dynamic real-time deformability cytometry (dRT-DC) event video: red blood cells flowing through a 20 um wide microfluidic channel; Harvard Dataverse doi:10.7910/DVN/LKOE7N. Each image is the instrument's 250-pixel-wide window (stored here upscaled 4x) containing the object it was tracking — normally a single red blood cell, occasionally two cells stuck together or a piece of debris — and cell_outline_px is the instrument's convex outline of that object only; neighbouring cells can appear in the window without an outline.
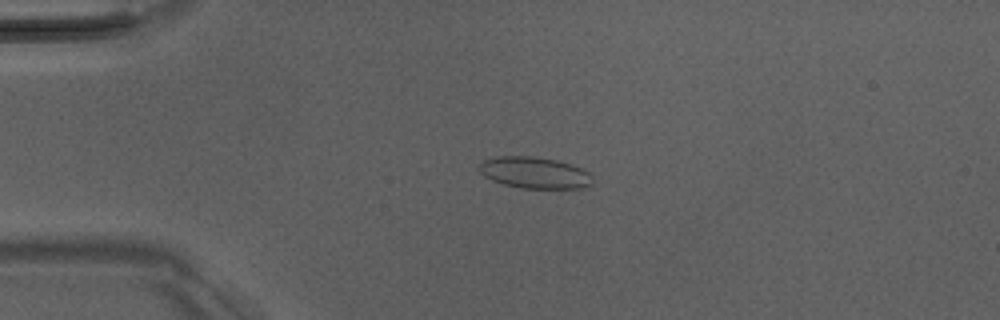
{"species": "Egyptian fruit bat (a non-hibernating species)", "species_latin": "Rousettus aegyptiacus", "temperature_condition": "room temperature", "stored_images_in_passage": 41, "camera_frame_rate_fps": 3000, "um_per_image_px": 0.085, "animal": {"sex": "male"}, "frame": {"image": 1, "passage_image": 2, "time_ms": 0.333, "image_size_px": [1000, 320], "cell_outline_px": [[592, 184], [584, 188], [520, 188], [504, 184], [492, 180], [484, 176], [476, 168], [484, 160], [496, 156], [532, 156], [556, 160], [572, 164], [588, 172], [592, 176]], "centroid_in_image_um": [45.42, 14.68], "position_along_channel_um": 39.6, "area_um2": 20.87}}
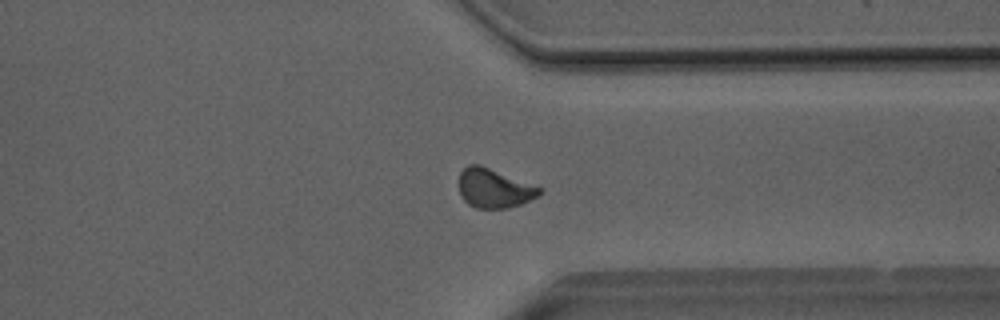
{"frame": {"image": 2, "passage_image": 29, "time_ms": 9.333, "image_size_px": [1000, 320], "cell_outline_px": [[544, 192], [540, 196], [520, 204], [508, 208], [476, 208], [468, 204], [460, 196], [456, 184], [460, 172], [468, 164], [480, 164], [544, 188]], "centroid_in_image_um": [41.99, 15.99], "position_along_channel_um": 369.4, "area_um2": 18.96}}
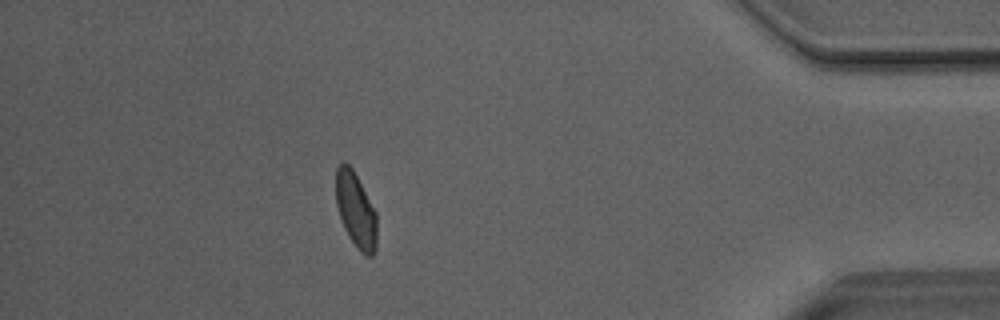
{"frame": {"image": 3, "passage_image": 35, "time_ms": 11.333, "image_size_px": [1000, 320], "cell_outline_px": [[376, 248], [372, 256], [364, 256], [356, 248], [348, 236], [344, 228], [336, 204], [336, 168], [344, 160], [352, 168], [376, 212]], "centroid_in_image_um": [30.23, 17.88], "position_along_channel_um": 405.0, "area_um2": 17.92}, "authors_computed_cell_mechanics": {"area_um2": 18.5538, "velocity_mm_per_s": 4.0419, "shape_relaxation_time_tau1_ms": 3.1267, "shape_relaxation_time_tau2_ms": 1.7466, "deformation_change_tau1": 0.0794, "deformation_change_tau2": 0.0587}}